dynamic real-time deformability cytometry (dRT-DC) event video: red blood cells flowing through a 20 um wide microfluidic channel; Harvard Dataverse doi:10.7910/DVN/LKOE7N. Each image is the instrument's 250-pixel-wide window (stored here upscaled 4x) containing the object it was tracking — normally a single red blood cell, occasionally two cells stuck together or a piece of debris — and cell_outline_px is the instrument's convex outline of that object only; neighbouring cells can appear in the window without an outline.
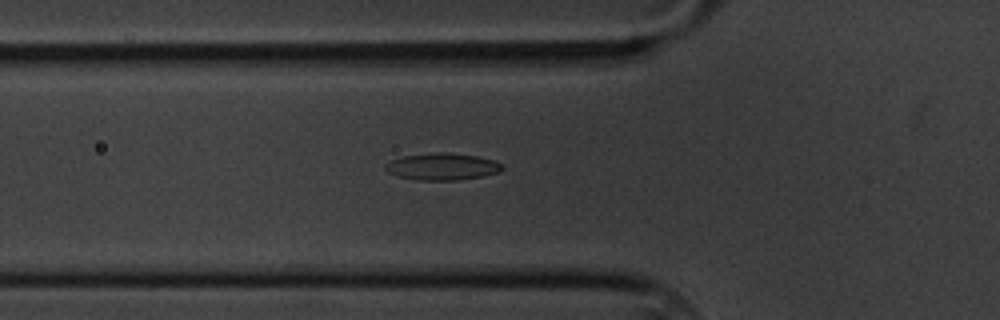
{"species": "common noctule bat (a hibernating species)", "species_latin": "Nyctalus noctula", "temperature_condition": "cold", "stored_images_in_passage": 49, "segment_of_instrument_passage": [1, 2], "camera_frame_rate_fps": 3000, "um_per_image_px": 0.085, "animal": {"sex": "male", "body_mass_g": 20.1, "forearm_length_mm": 53.5}, "frame": {"image": 1, "passage_image": 9, "time_ms": 2.667, "image_size_px": [1000, 320], "cell_outline_px": [[504, 168], [500, 172], [484, 176], [456, 180], [416, 180], [396, 176], [388, 172], [384, 168], [384, 164], [392, 160], [404, 156], [440, 152], [476, 156], [492, 160], [500, 164]], "centroid_in_image_um": [37.57, 14.18], "position_along_channel_um": 88.2, "area_um2": 18.15}}
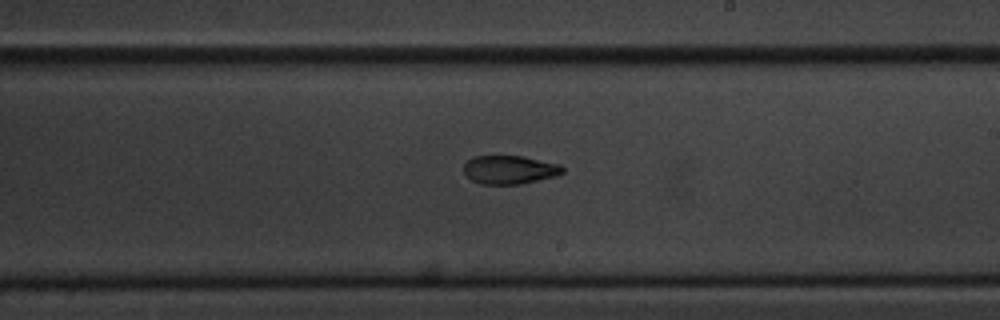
{"frame": {"image": 2, "passage_image": 23, "time_ms": 7.333, "image_size_px": [1000, 320], "cell_outline_px": [[564, 172], [556, 176], [520, 184], [480, 184], [472, 180], [464, 172], [464, 164], [472, 156], [524, 156], [560, 164], [564, 168]], "centroid_in_image_um": [43.33, 14.42], "position_along_channel_um": 245.7, "area_um2": 16.47}}
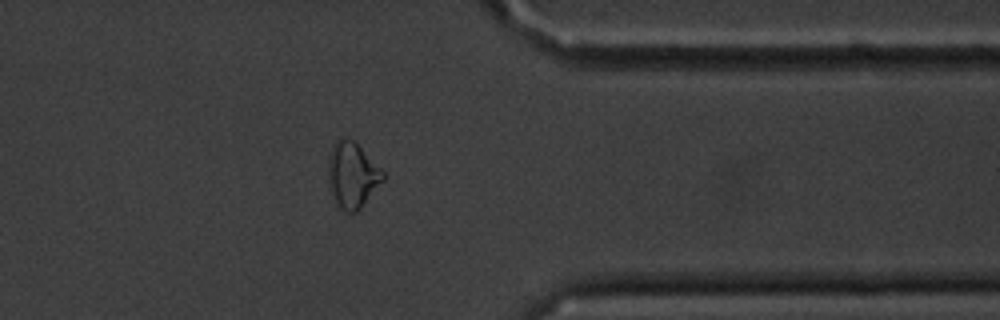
{"frame": {"image": 3, "passage_image": 36, "time_ms": 11.667, "image_size_px": [1000, 320], "cell_outline_px": [[384, 180], [360, 208], [356, 212], [344, 212], [340, 208], [336, 200], [332, 188], [328, 168], [328, 160], [332, 144], [340, 136], [352, 140], [384, 172]], "centroid_in_image_um": [29.95, 14.86], "position_along_channel_um": 381.5, "area_um2": 20.29}}